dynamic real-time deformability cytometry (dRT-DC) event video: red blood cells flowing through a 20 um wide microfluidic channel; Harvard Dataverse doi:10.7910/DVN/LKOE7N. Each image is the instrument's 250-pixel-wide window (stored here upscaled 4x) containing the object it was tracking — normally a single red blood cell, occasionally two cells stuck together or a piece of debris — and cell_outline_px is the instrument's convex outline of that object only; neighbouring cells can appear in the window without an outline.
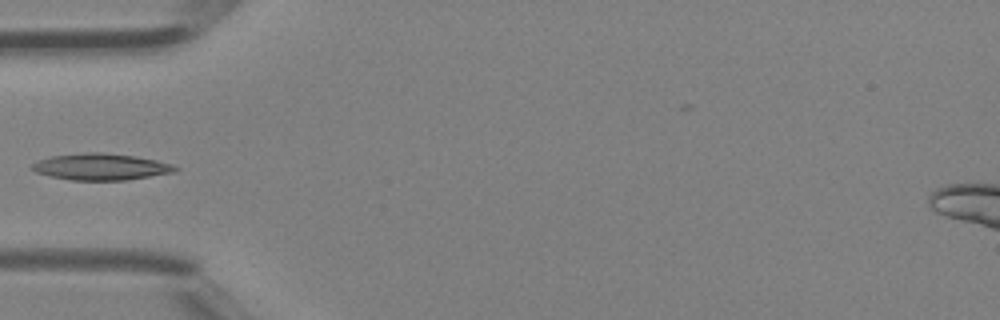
{"species": "Egyptian fruit bat (a non-hibernating species)", "species_latin": "Rousettus aegyptiacus", "temperature_condition": "room temperature", "stored_images_in_passage": 4, "camera_frame_rate_fps": 3000, "um_per_image_px": 0.085, "animal": {"sex": "female"}, "frame": {"image": 1, "passage_image": 4, "time_ms": 1.0, "image_size_px": [1000, 320], "cell_outline_px": [[180, 168], [176, 172], [128, 180], [72, 180], [52, 176], [36, 172], [32, 168], [32, 164], [40, 160], [52, 156], [84, 152], [100, 152], [136, 156], [156, 160], [172, 164]], "centroid_in_image_um": [8.64, 14.17], "position_along_channel_um": 76.4, "area_um2": 22.08}}